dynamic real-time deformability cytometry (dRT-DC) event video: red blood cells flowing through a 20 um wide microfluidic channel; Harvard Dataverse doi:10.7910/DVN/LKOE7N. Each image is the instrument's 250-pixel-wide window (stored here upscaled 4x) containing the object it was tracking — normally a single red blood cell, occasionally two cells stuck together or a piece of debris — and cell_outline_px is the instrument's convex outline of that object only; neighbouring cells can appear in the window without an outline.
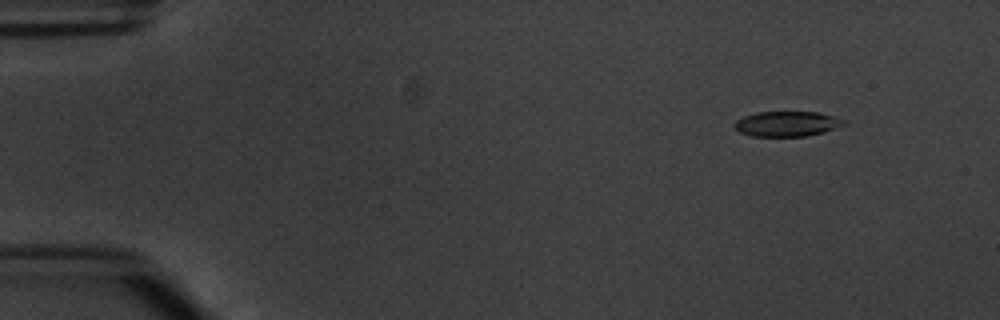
{"species": "common noctule bat (a hibernating species)", "species_latin": "Nyctalus noctula", "temperature_condition": "warm", "stored_images_in_passage": 5, "camera_frame_rate_fps": 3000, "um_per_image_px": 0.085, "animal": {"sex": "male", "body_mass_g": 20.1, "forearm_length_mm": 53.5}, "frame": {"image": 1, "passage_image": 2, "time_ms": 1.333, "image_size_px": [1000, 320], "cell_outline_px": [[848, 124], [824, 132], [804, 136], [752, 136], [740, 132], [732, 124], [736, 120], [744, 116], [756, 112], [820, 112], [848, 120]], "centroid_in_image_um": [66.94, 10.52], "position_along_channel_um": 18.1, "area_um2": 16.18}}
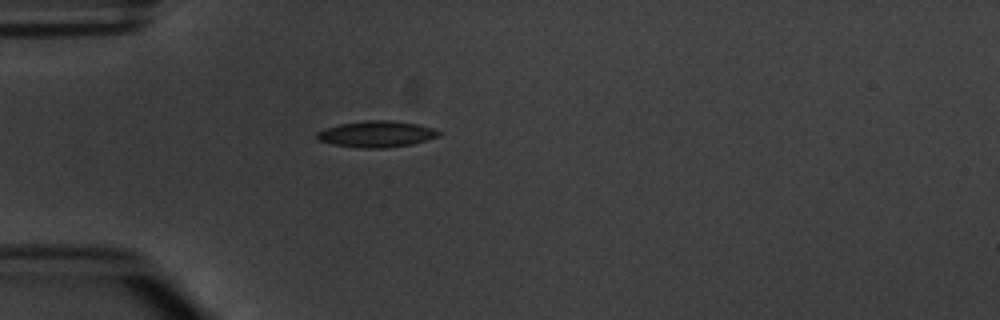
{"frame": {"image": 2, "passage_image": 5, "time_ms": 4.667, "image_size_px": [1000, 320], "cell_outline_px": [[440, 136], [412, 144], [384, 148], [360, 148], [332, 144], [320, 140], [316, 136], [316, 132], [324, 128], [340, 124], [368, 120], [388, 120], [416, 124], [432, 128], [440, 132]], "centroid_in_image_um": [31.98, 11.4], "position_along_channel_um": 53.0, "area_um2": 18.5}}